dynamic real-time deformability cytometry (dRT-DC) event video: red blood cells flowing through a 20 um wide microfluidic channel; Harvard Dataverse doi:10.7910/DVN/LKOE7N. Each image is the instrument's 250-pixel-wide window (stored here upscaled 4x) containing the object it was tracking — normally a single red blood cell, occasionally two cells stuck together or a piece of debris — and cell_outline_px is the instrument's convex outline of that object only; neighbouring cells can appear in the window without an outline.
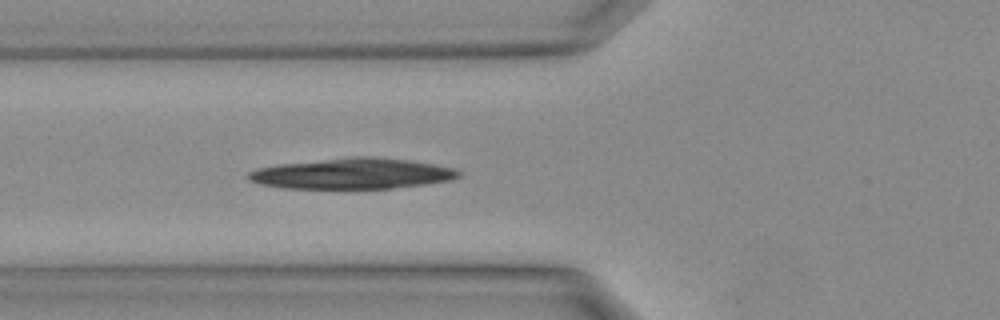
{"species": "Egyptian fruit bat (a non-hibernating species)", "species_latin": "Rousettus aegyptiacus", "temperature_condition": "warm", "stored_images_in_passage": 4, "camera_frame_rate_fps": 3000, "um_per_image_px": 0.085, "animal": {"sex": "female"}, "frame": {"image": 1, "passage_image": 4, "time_ms": 1.0, "image_size_px": [1000, 320], "cell_outline_px": [[460, 176], [452, 180], [424, 184], [388, 188], [284, 188], [260, 184], [248, 180], [248, 172], [260, 168], [280, 164], [348, 156], [372, 156], [408, 160], [456, 168], [460, 172]], "centroid_in_image_um": [29.96, 14.74], "position_along_channel_um": 95.8, "area_um2": 37.51}}